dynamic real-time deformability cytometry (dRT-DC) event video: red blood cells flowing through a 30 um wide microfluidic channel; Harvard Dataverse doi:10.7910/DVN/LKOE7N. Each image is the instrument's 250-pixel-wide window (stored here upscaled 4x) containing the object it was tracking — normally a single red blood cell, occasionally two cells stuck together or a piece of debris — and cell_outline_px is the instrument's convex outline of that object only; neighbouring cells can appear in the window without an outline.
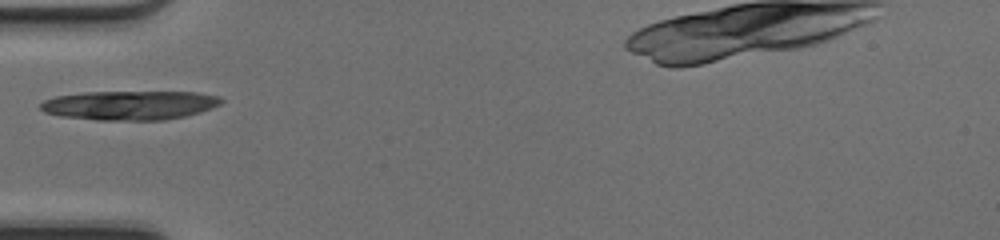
{"species": "common noctule bat (a hibernating species)", "species_latin": "Nyctalus noctula", "temperature_condition": "cold", "stored_images_in_passage": 31, "camera_frame_rate_fps": 3000, "um_per_image_px": 0.085, "animal": {"sex": "female", "body_mass_g": 17.0, "forearm_length_mm": 48.0}, "frame": {"image": 1, "passage_image": 1, "time_ms": 0.0, "image_size_px": [1000, 240], "cell_outline_px": [[224, 100], [220, 104], [212, 108], [200, 112], [184, 116], [164, 120], [96, 120], [60, 116], [44, 112], [40, 108], [40, 104], [44, 100], [56, 96], [84, 92], [196, 92], [220, 96]], "centroid_in_image_um": [11.03, 8.94], "position_along_channel_um": 74.0, "area_um2": 30.81}}
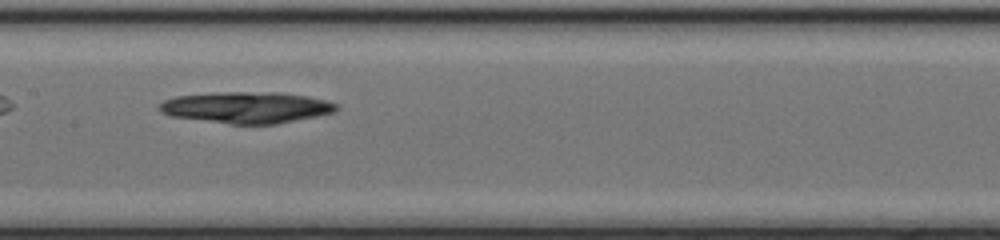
{"frame": {"image": 2, "passage_image": 9, "time_ms": 2.667, "image_size_px": [1000, 240], "cell_outline_px": [[340, 108], [336, 112], [276, 124], [232, 124], [168, 116], [160, 112], [160, 104], [164, 100], [176, 96], [224, 92], [276, 92], [308, 96], [328, 100], [340, 104]], "centroid_in_image_um": [21.01, 9.13], "position_along_channel_um": 186.4, "area_um2": 32.48}}
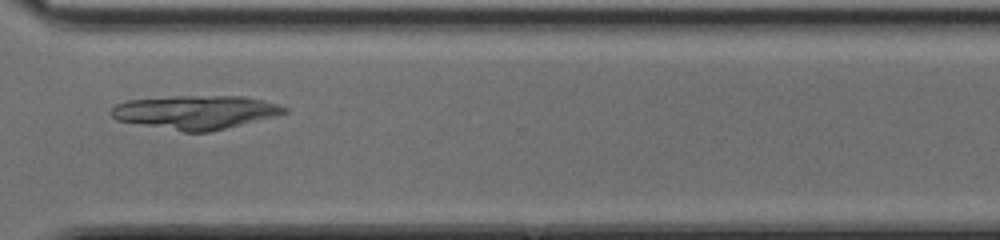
{"frame": {"image": 3, "passage_image": 21, "time_ms": 6.667, "image_size_px": [1000, 240], "cell_outline_px": [[288, 112], [208, 132], [184, 132], [116, 120], [108, 112], [116, 104], [128, 100], [176, 96], [244, 96], [264, 100], [280, 104], [288, 108]], "centroid_in_image_um": [16.6, 9.52], "position_along_channel_um": 354.0, "area_um2": 33.7}}